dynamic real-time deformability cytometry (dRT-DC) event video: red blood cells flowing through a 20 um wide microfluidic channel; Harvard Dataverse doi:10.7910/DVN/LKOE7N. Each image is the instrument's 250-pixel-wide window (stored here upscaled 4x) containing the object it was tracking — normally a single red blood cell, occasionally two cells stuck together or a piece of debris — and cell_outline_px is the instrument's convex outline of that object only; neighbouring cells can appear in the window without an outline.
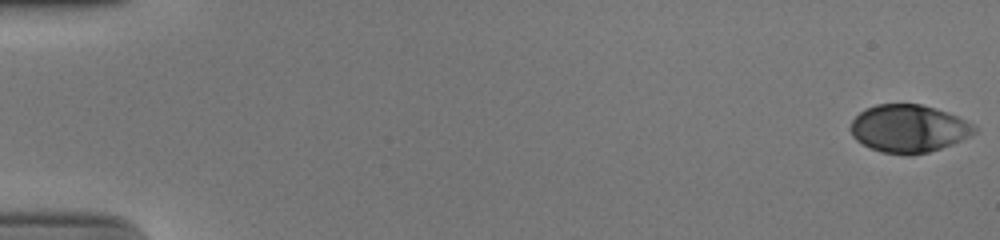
{"species": "human", "species_latin": "Homo sapiens", "temperature_condition": "cold", "stored_images_in_passage": 54, "camera_frame_rate_fps": 3000, "um_per_image_px": 0.085, "donor": {"sex": "male"}, "frame": {"image": 1, "passage_image": 1, "time_ms": 0.0, "image_size_px": [1000, 240], "cell_outline_px": [[976, 132], [972, 136], [952, 144], [928, 152], [912, 156], [908, 156], [880, 152], [868, 148], [856, 140], [852, 136], [848, 128], [852, 120], [864, 108], [876, 104], [920, 104], [936, 108], [948, 112], [972, 124], [976, 128]], "centroid_in_image_um": [77.19, 10.94], "position_along_channel_um": 7.8, "area_um2": 34.91}}
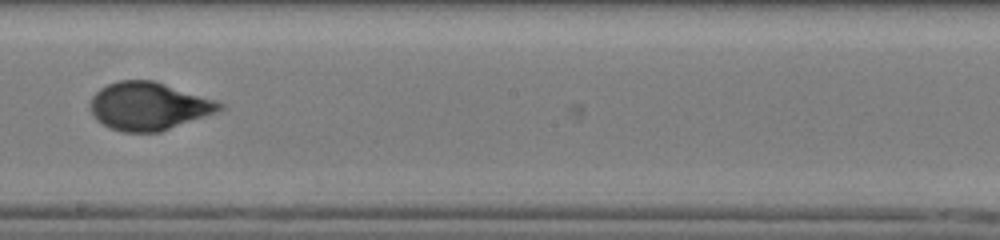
{"frame": {"image": 2, "passage_image": 32, "time_ms": 10.333, "image_size_px": [1000, 240], "cell_outline_px": [[224, 108], [220, 112], [160, 132], [120, 132], [96, 120], [92, 112], [92, 96], [100, 88], [108, 84], [120, 80], [152, 80], [224, 104]], "centroid_in_image_um": [12.65, 9.04], "position_along_channel_um": 235.6, "area_um2": 35.66}}
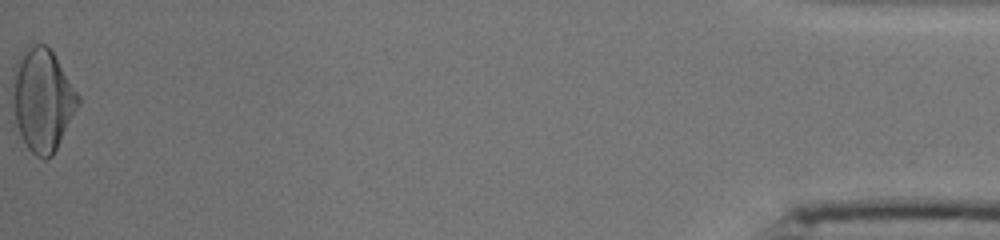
{"frame": {"image": 3, "passage_image": 54, "time_ms": 17.667, "image_size_px": [1000, 240], "cell_outline_px": [[80, 104], [52, 156], [44, 160], [36, 156], [28, 148], [12, 128], [12, 76], [16, 64], [28, 48], [32, 44], [44, 44], [52, 52], [80, 96]], "centroid_in_image_um": [3.56, 8.57], "position_along_channel_um": 431.6, "area_um2": 39.54}, "authors_computed_cell_mechanics": {"area_um2": 35.4314, "velocity_mm_per_s": 3.9108, "shape_relaxation_time_tau1_ms": 5.7451, "shape_relaxation_time_tau2_ms": null, "deformation_change_tau1": 0.2222, "deformation_change_tau2": null}}